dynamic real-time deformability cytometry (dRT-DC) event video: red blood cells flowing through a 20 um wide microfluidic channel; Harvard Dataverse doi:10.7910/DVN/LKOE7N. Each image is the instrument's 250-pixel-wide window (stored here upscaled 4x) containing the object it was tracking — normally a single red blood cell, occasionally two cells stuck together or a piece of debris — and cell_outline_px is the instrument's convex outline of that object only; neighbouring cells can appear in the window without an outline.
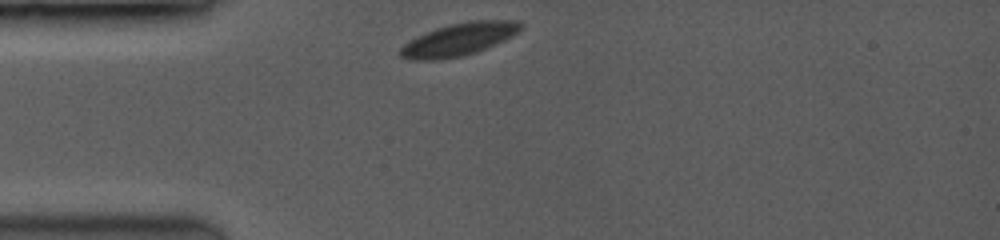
{"species": "common noctule bat (a hibernating species)", "species_latin": "Nyctalus noctula", "temperature_condition": "room temperature", "stored_images_in_passage": 21, "camera_frame_rate_fps": 3500, "um_per_image_px": 0.085, "animal": {"sex": "female", "body_mass_g": 19.0, "forearm_length_mm": 53.3}, "frame": {"image": 1, "passage_image": 1, "time_ms": 0.0, "image_size_px": [1000, 240], "cell_outline_px": [[524, 24], [512, 36], [484, 48], [460, 56], [432, 60], [412, 60], [400, 56], [400, 48], [408, 40], [416, 36], [436, 28], [468, 20], [520, 20]], "centroid_in_image_um": [38.98, 3.32], "position_along_channel_um": 46.0, "area_um2": 22.48}}
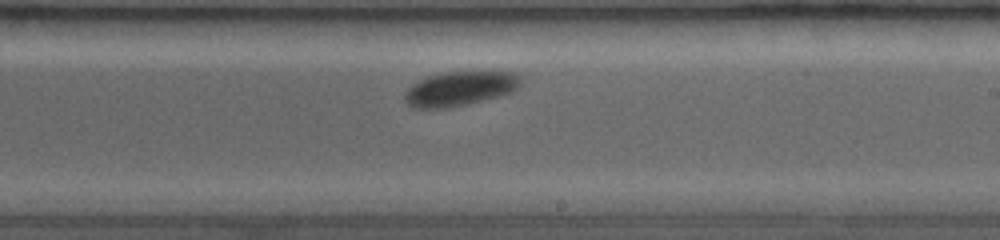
{"frame": {"image": 2, "passage_image": 12, "time_ms": 5.714, "image_size_px": [1000, 240], "cell_outline_px": [[524, 76], [520, 84], [516, 88], [508, 92], [496, 96], [460, 104], [440, 108], [416, 108], [408, 104], [404, 96], [408, 88], [412, 84], [428, 76], [444, 72], [516, 72]], "centroid_in_image_um": [39.09, 7.49], "position_along_channel_um": 249.9, "area_um2": 22.54}}
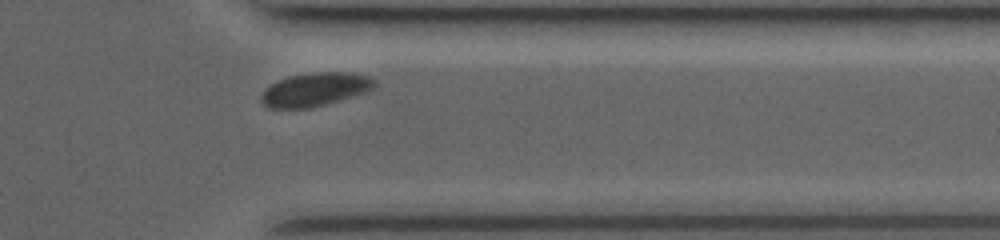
{"frame": {"image": 3, "passage_image": 19, "time_ms": 9.143, "image_size_px": [1000, 240], "cell_outline_px": [[376, 84], [372, 88], [364, 92], [328, 104], [308, 108], [268, 108], [260, 100], [260, 96], [272, 84], [280, 80], [292, 76], [320, 72], [352, 72], [368, 76]], "centroid_in_image_um": [26.78, 7.62], "position_along_channel_um": 384.6, "area_um2": 21.62}, "authors_computed_cell_mechanics": {"area_um2": 21.964, "velocity_mm_per_s": 3.8735, "shape_relaxation_time_tau1_ms": 1.543, "shape_relaxation_time_tau2_ms": null, "deformation_change_tau1": 0.074, "deformation_change_tau2": null}}